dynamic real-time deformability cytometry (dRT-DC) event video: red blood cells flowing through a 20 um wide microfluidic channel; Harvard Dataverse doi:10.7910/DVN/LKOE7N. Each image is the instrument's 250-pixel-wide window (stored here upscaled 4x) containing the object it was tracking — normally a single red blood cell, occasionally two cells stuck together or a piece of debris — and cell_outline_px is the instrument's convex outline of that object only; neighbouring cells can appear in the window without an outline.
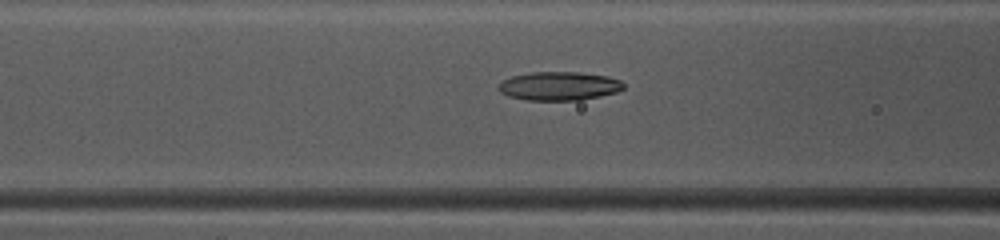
{"species": "common noctule bat (a hibernating species)", "species_latin": "Nyctalus noctula", "temperature_condition": "warm", "stored_images_in_passage": 49, "camera_frame_rate_fps": 3000, "um_per_image_px": 0.085, "animal": {"sex": "female", "body_mass_g": 10.0, "forearm_length_mm": 53.1}, "frame": {"image": 1, "passage_image": 20, "time_ms": 6.333, "image_size_px": [1000, 240], "cell_outline_px": [[624, 88], [616, 92], [600, 96], [580, 100], [528, 100], [508, 96], [500, 92], [500, 84], [504, 80], [512, 76], [532, 72], [580, 72], [608, 76], [620, 80], [624, 84]], "centroid_in_image_um": [47.56, 7.31], "position_along_channel_um": 119.0, "area_um2": 20.75}}
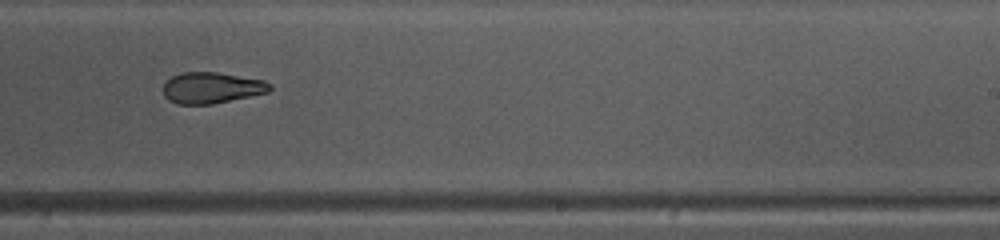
{"frame": {"image": 2, "passage_image": 31, "time_ms": 10.0, "image_size_px": [1000, 240], "cell_outline_px": [[272, 88], [268, 92], [212, 104], [176, 104], [168, 100], [164, 96], [164, 84], [172, 76], [180, 72], [216, 72], [264, 80], [272, 84]], "centroid_in_image_um": [17.98, 7.46], "position_along_channel_um": 271.0, "area_um2": 19.31}}
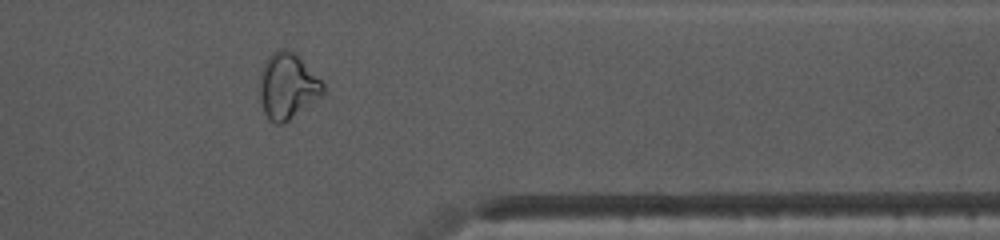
{"frame": {"image": 3, "passage_image": 40, "time_ms": 13.0, "image_size_px": [1000, 240], "cell_outline_px": [[324, 92], [320, 96], [288, 120], [280, 124], [276, 124], [268, 120], [264, 112], [260, 96], [260, 84], [264, 60], [276, 48], [284, 48], [300, 56], [324, 84]], "centroid_in_image_um": [24.42, 7.28], "position_along_channel_um": 387.0, "area_um2": 24.04}, "authors_computed_cell_mechanics": {"area_um2": 21.1548, "velocity_mm_per_s": 4.143, "shape_relaxation_time_tau1_ms": 9.9882, "shape_relaxation_time_tau2_ms": 2.9934, "deformation_change_tau1": 0.2583, "deformation_change_tau2": 0.1094}}